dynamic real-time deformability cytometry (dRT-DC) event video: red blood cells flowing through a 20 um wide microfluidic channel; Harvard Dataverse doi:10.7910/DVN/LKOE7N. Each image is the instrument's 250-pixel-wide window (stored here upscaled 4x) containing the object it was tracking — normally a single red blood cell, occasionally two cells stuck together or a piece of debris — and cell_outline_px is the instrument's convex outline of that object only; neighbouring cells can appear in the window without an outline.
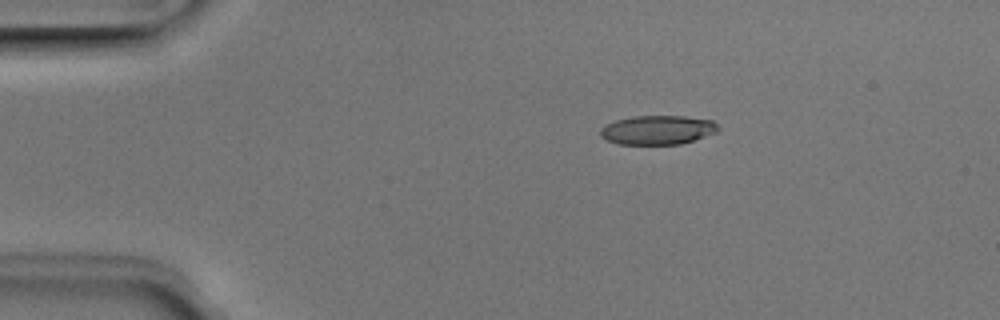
{"species": "Egyptian fruit bat (a non-hibernating species)", "species_latin": "Rousettus aegyptiacus", "temperature_condition": "room temperature", "stored_images_in_passage": 8, "camera_frame_rate_fps": 3000, "um_per_image_px": 0.085, "animal": {"sex": "male"}, "frame": {"image": 1, "passage_image": 3, "time_ms": 0.667, "image_size_px": [1000, 320], "cell_outline_px": [[720, 128], [716, 132], [680, 144], [616, 144], [600, 136], [600, 128], [604, 124], [616, 120], [636, 116], [684, 116], [712, 120]], "centroid_in_image_um": [55.86, 11.04], "position_along_channel_um": 29.1, "area_um2": 19.88}}
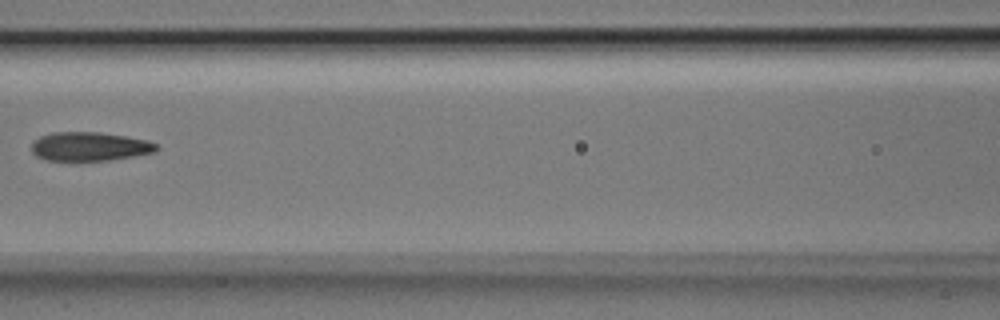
{"frame": {"image": 2, "passage_image": 7, "time_ms": 2.0, "image_size_px": [1000, 320], "cell_outline_px": [[160, 148], [156, 152], [108, 160], [48, 160], [36, 156], [32, 152], [32, 140], [40, 136], [52, 132], [100, 132], [148, 140], [156, 144]], "centroid_in_image_um": [7.61, 12.44], "position_along_channel_um": 159.0, "area_um2": 20.98}}
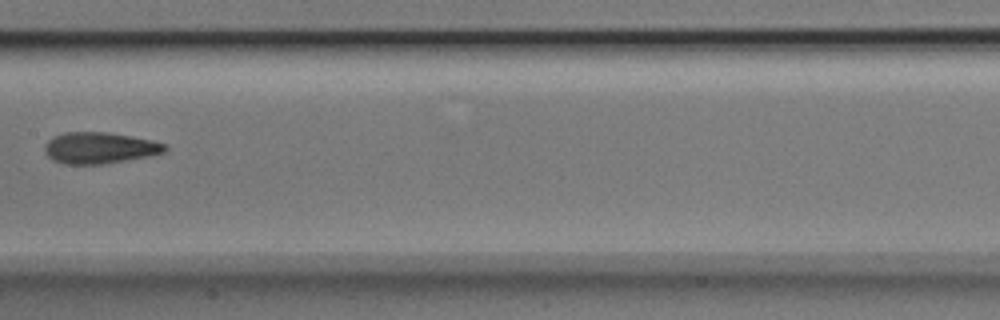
{"frame": {"image": 3, "passage_image": 8, "time_ms": 2.333, "image_size_px": [1000, 320], "cell_outline_px": [[168, 148], [164, 152], [152, 156], [104, 164], [64, 164], [52, 160], [44, 152], [44, 148], [48, 140], [64, 132], [108, 132], [132, 136], [152, 140], [168, 144]], "centroid_in_image_um": [8.51, 12.58], "position_along_channel_um": 198.9, "area_um2": 22.2}}